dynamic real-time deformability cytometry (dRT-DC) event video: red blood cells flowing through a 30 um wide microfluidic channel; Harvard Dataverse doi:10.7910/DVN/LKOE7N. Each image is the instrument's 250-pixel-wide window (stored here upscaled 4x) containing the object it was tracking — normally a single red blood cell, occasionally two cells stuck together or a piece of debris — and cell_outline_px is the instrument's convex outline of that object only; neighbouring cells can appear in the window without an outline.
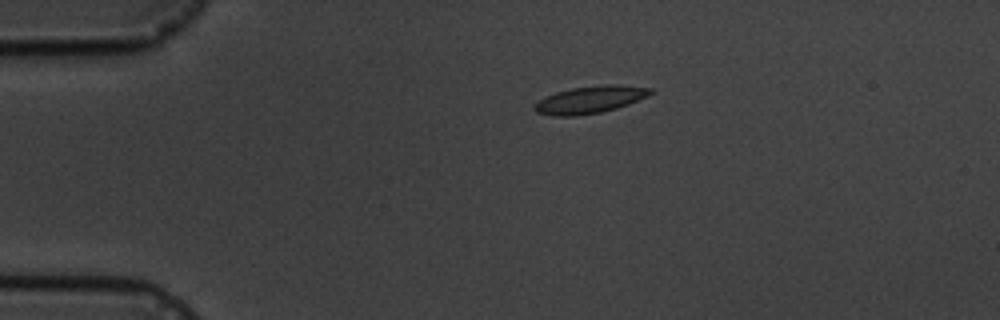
{"species": "common noctule bat (a hibernating species)", "species_latin": "Nyctalus noctula", "temperature_condition": "cold", "stored_images_in_passage": 3, "camera_frame_rate_fps": 3000, "um_per_image_px": 0.085, "animal": {"sex": "male", "body_mass_g": 19.5, "forearm_length_mm": 54.6}, "frame": {"image": 1, "passage_image": 1, "time_ms": 0.0, "image_size_px": [1000, 320], "cell_outline_px": [[656, 92], [648, 96], [628, 104], [616, 108], [600, 112], [576, 116], [552, 116], [536, 112], [532, 108], [544, 96], [556, 92], [572, 88], [604, 84], [616, 84], [652, 88]], "centroid_in_image_um": [50.17, 8.46], "position_along_channel_um": 34.8, "area_um2": 18.5}}
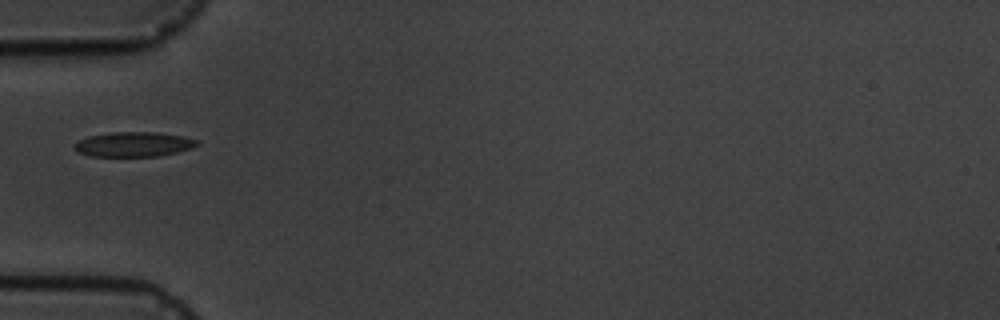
{"frame": {"image": 2, "passage_image": 3, "time_ms": 2.333, "image_size_px": [1000, 320], "cell_outline_px": [[200, 144], [192, 148], [160, 156], [88, 156], [76, 152], [72, 148], [72, 144], [88, 136], [112, 132], [156, 132], [184, 136], [200, 140]], "centroid_in_image_um": [11.35, 12.26], "position_along_channel_um": 73.7, "area_um2": 17.98}}